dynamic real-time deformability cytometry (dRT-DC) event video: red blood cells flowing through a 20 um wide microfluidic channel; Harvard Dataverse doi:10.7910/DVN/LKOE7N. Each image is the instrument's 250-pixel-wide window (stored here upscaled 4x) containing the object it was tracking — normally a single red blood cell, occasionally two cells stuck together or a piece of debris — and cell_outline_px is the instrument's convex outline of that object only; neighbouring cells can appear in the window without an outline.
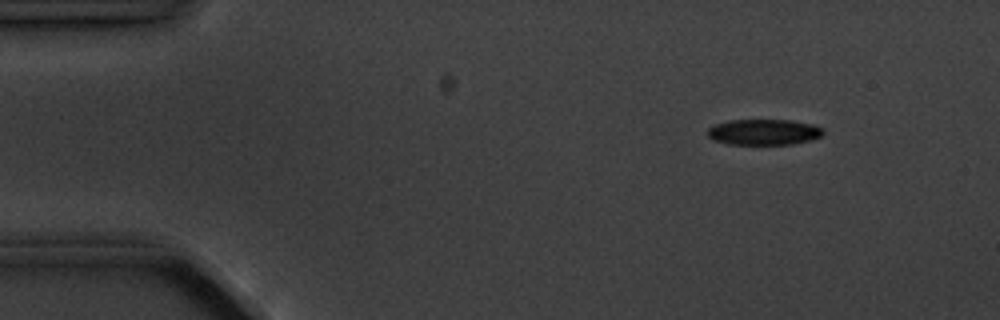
{"species": "common noctule bat (a hibernating species)", "species_latin": "Nyctalus noctula", "temperature_condition": "cold", "stored_images_in_passage": 6, "camera_frame_rate_fps": 3000, "um_per_image_px": 0.085, "animal": {"sex": "male", "body_mass_g": 20.1, "forearm_length_mm": 53.5}, "frame": {"image": 1, "passage_image": 3, "time_ms": 2.0, "image_size_px": [1000, 320], "cell_outline_px": [[824, 132], [820, 136], [808, 140], [792, 144], [728, 144], [716, 140], [708, 136], [708, 128], [716, 124], [732, 120], [792, 120], [812, 124], [820, 128]], "centroid_in_image_um": [64.92, 11.22], "position_along_channel_um": 20.1, "area_um2": 17.05}}